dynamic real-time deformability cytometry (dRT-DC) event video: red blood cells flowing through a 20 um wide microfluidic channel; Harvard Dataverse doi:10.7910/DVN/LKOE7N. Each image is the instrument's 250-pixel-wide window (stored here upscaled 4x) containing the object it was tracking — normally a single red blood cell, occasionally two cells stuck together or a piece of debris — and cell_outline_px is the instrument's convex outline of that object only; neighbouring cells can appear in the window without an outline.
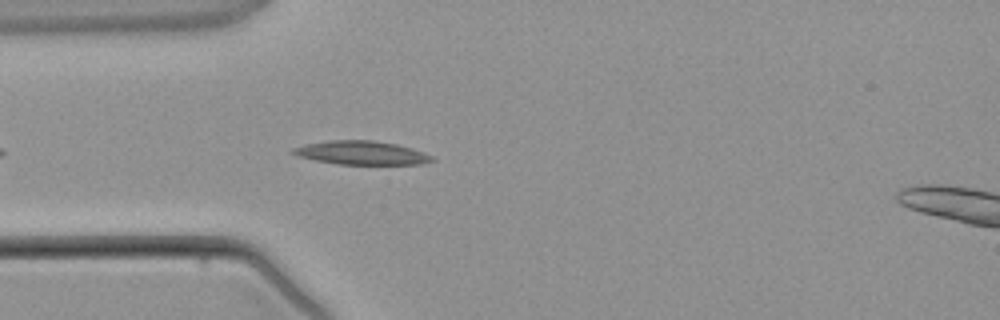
{"species": "common noctule bat (a hibernating species)", "species_latin": "Nyctalus noctula", "temperature_condition": "warm", "stored_images_in_passage": 3, "camera_frame_rate_fps": 3000, "um_per_image_px": 0.085, "animal": {"sex": "male", "body_mass_g": 21.5, "forearm_length_mm": 52.0}, "frame": {"image": 1, "passage_image": 2, "time_ms": 1.333, "image_size_px": [1000, 320], "cell_outline_px": [[436, 160], [420, 164], [336, 164], [296, 156], [288, 152], [292, 148], [304, 144], [332, 140], [372, 140], [396, 144], [412, 148], [424, 152], [432, 156]], "centroid_in_image_um": [30.69, 12.99], "position_along_channel_um": 54.3, "area_um2": 19.25}}